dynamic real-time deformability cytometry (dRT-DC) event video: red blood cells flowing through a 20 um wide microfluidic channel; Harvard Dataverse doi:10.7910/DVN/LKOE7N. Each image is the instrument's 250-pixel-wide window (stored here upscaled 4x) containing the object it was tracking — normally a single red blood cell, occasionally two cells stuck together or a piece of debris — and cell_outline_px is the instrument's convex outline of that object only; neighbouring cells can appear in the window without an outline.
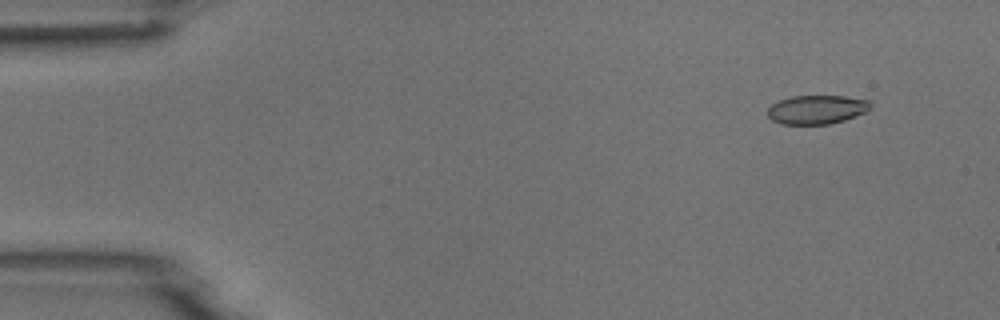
{"species": "common noctule bat (a hibernating species)", "species_latin": "Nyctalus noctula", "temperature_condition": "room temperature", "stored_images_in_passage": 5, "camera_frame_rate_fps": 3000, "um_per_image_px": 0.085, "animal": {"sex": "male", "body_mass_g": 18.8}, "frame": {"image": 1, "passage_image": 2, "time_ms": 1.0, "image_size_px": [1000, 320], "cell_outline_px": [[872, 108], [856, 116], [844, 120], [828, 124], [780, 124], [772, 120], [768, 116], [768, 108], [772, 104], [780, 100], [792, 96], [844, 96], [868, 100], [872, 104]], "centroid_in_image_um": [69.43, 9.31], "position_along_channel_um": 15.6, "area_um2": 17.28}}
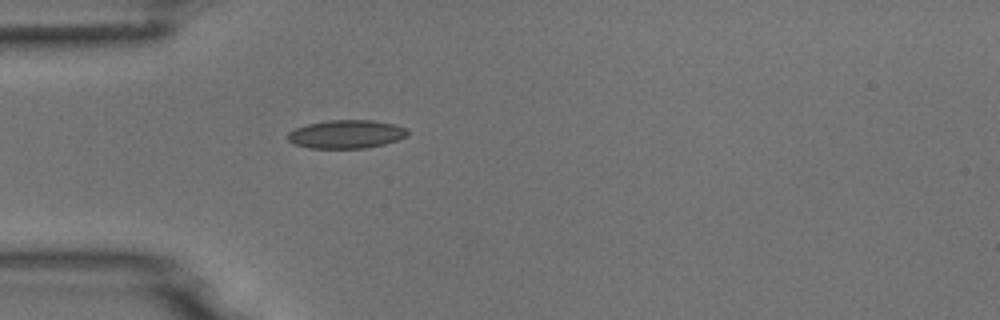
{"frame": {"image": 2, "passage_image": 5, "time_ms": 4.667, "image_size_px": [1000, 320], "cell_outline_px": [[408, 136], [384, 144], [364, 148], [308, 148], [292, 144], [288, 140], [288, 132], [296, 128], [308, 124], [328, 120], [372, 120], [392, 124], [404, 128], [408, 132]], "centroid_in_image_um": [29.39, 11.41], "position_along_channel_um": 55.6, "area_um2": 19.71}}